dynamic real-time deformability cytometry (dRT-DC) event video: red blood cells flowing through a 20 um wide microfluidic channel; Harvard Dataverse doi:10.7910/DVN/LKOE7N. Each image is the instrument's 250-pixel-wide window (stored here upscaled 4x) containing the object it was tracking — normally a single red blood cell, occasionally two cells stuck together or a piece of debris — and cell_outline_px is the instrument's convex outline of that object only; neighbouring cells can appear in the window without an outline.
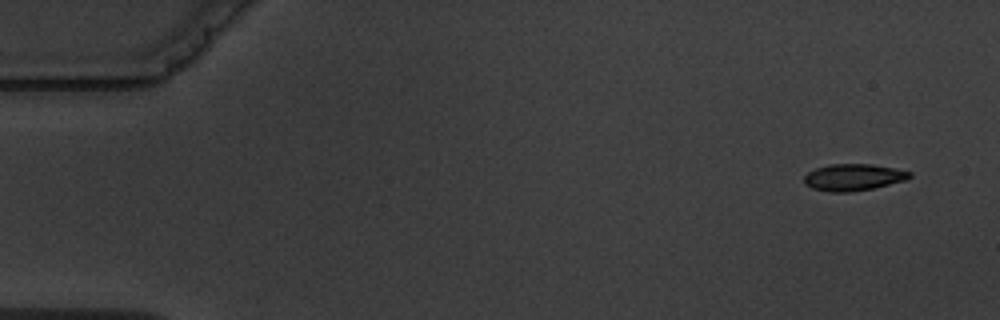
{"species": "common noctule bat (a hibernating species)", "species_latin": "Nyctalus noctula", "temperature_condition": "warm", "stored_images_in_passage": 9, "camera_frame_rate_fps": 3000, "um_per_image_px": 0.085, "animal": {"sex": "male", "body_mass_g": 19.5, "forearm_length_mm": 54.6}, "frame": {"image": 1, "passage_image": 2, "time_ms": 1.0, "image_size_px": [1000, 320], "cell_outline_px": [[912, 176], [908, 180], [872, 188], [848, 192], [828, 192], [812, 188], [804, 184], [804, 176], [808, 172], [816, 168], [828, 164], [872, 164], [912, 172]], "centroid_in_image_um": [72.53, 15.07], "position_along_channel_um": 12.5, "area_um2": 16.47}}
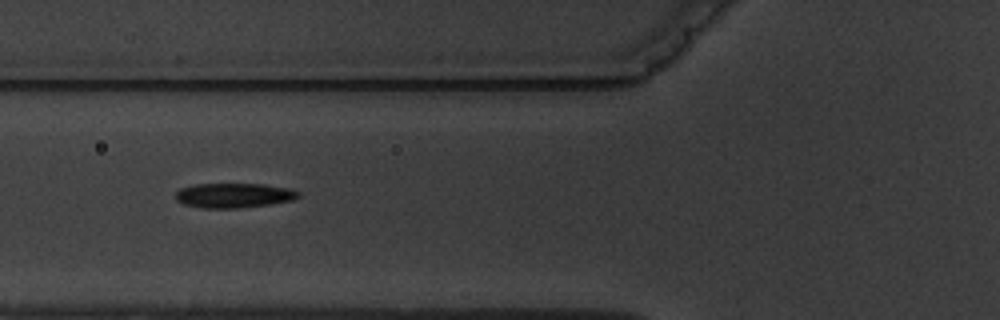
{"frame": {"image": 2, "passage_image": 7, "time_ms": 7.0, "image_size_px": [1000, 320], "cell_outline_px": [[300, 196], [292, 200], [272, 204], [240, 208], [200, 208], [184, 204], [176, 200], [176, 192], [180, 188], [196, 184], [264, 184], [288, 188], [300, 192]], "centroid_in_image_um": [19.88, 16.61], "position_along_channel_um": 105.9, "area_um2": 17.74}}
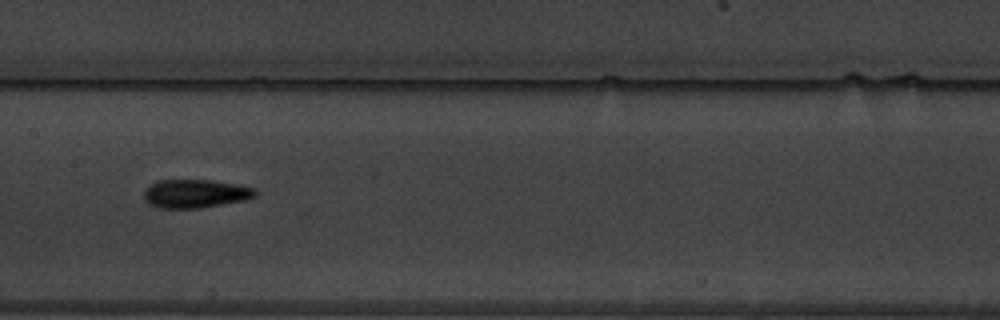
{"frame": {"image": 3, "passage_image": 9, "time_ms": 9.333, "image_size_px": [1000, 320], "cell_outline_px": [[256, 196], [244, 200], [200, 208], [156, 208], [148, 204], [144, 200], [144, 192], [156, 180], [212, 180], [236, 184], [256, 188]], "centroid_in_image_um": [16.59, 16.46], "position_along_channel_um": 190.8, "area_um2": 18.5}}